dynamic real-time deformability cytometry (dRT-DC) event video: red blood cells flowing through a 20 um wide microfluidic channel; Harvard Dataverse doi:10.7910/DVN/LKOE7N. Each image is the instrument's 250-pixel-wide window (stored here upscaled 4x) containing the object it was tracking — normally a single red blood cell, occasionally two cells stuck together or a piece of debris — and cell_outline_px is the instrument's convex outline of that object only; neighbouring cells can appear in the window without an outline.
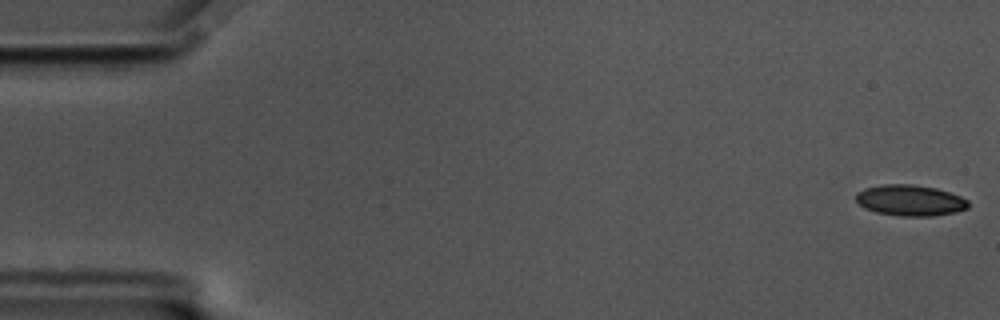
{"species": "common noctule bat (a hibernating species)", "species_latin": "Nyctalus noctula", "temperature_condition": "cold", "stored_images_in_passage": 58, "camera_frame_rate_fps": 3000, "um_per_image_px": 0.085, "animal": {"sex": "male", "body_mass_g": 17.5, "forearm_length_mm": 52.3}, "frame": {"image": 1, "passage_image": 1, "time_ms": 0.0, "image_size_px": [1000, 320], "cell_outline_px": [[968, 208], [956, 212], [932, 216], [900, 216], [876, 212], [864, 208], [856, 200], [856, 192], [864, 188], [884, 184], [912, 184], [936, 188], [960, 196], [968, 200]], "centroid_in_image_um": [77.35, 17.03], "position_along_channel_um": 7.7, "area_um2": 20.29}}
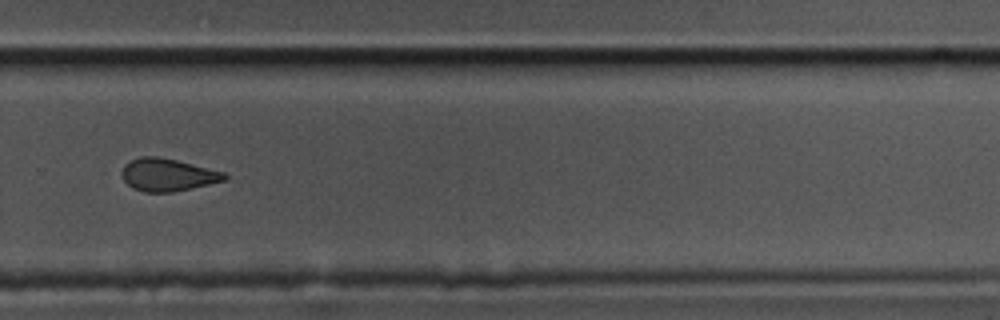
{"frame": {"image": 2, "passage_image": 39, "time_ms": 12.667, "image_size_px": [1000, 320], "cell_outline_px": [[228, 180], [172, 192], [144, 192], [132, 188], [124, 180], [120, 172], [124, 164], [140, 156], [156, 156], [176, 160], [224, 172], [228, 176]], "centroid_in_image_um": [14.23, 14.86], "position_along_channel_um": 315.6, "area_um2": 19.48}}
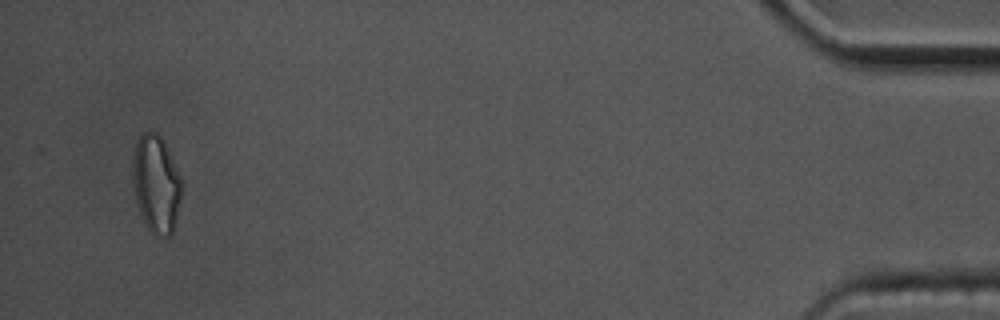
{"frame": {"image": 3, "passage_image": 55, "time_ms": 18.0, "image_size_px": [1000, 320], "cell_outline_px": [[180, 196], [172, 236], [160, 240], [152, 236], [144, 224], [136, 200], [132, 180], [132, 156], [136, 140], [144, 132], [156, 132], [164, 140], [180, 176]], "centroid_in_image_um": [13.24, 15.69], "position_along_channel_um": 422.0, "area_um2": 28.21}}